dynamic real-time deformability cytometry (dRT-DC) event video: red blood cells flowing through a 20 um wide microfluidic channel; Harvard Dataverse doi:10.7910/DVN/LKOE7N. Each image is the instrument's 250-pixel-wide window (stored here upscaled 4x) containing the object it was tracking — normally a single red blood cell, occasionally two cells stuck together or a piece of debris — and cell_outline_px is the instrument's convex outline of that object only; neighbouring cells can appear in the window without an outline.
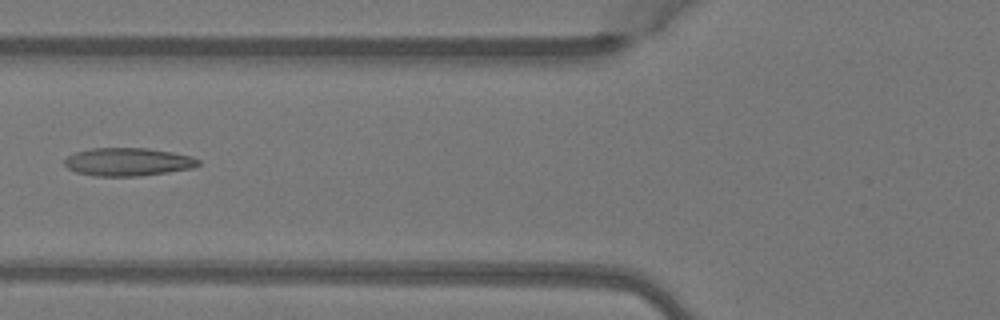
{"species": "Egyptian fruit bat (a non-hibernating species)", "species_latin": "Rousettus aegyptiacus", "temperature_condition": "warm", "stored_images_in_passage": 5, "camera_frame_rate_fps": 3000, "um_per_image_px": 0.085, "animal": {"sex": "female"}, "frame": {"image": 1, "passage_image": 4, "time_ms": 1.0, "image_size_px": [1000, 320], "cell_outline_px": [[200, 164], [192, 168], [168, 172], [140, 176], [96, 176], [76, 172], [68, 168], [64, 164], [64, 160], [68, 156], [76, 152], [92, 148], [148, 148], [172, 152], [192, 156], [200, 160]], "centroid_in_image_um": [10.89, 13.76], "position_along_channel_um": 114.9, "area_um2": 21.91}}
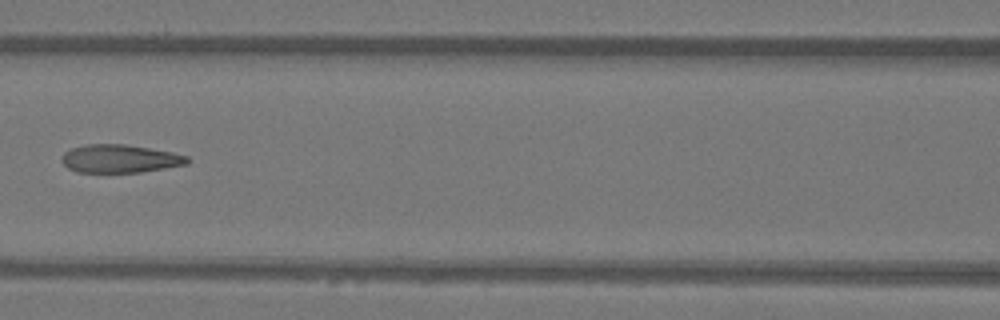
{"frame": {"image": 2, "passage_image": 5, "time_ms": 1.333, "image_size_px": [1000, 320], "cell_outline_px": [[192, 160], [188, 164], [140, 172], [76, 172], [68, 168], [60, 160], [64, 152], [72, 148], [84, 144], [124, 144], [172, 152], [188, 156]], "centroid_in_image_um": [10.19, 13.48], "position_along_channel_um": 156.4, "area_um2": 20.63}}